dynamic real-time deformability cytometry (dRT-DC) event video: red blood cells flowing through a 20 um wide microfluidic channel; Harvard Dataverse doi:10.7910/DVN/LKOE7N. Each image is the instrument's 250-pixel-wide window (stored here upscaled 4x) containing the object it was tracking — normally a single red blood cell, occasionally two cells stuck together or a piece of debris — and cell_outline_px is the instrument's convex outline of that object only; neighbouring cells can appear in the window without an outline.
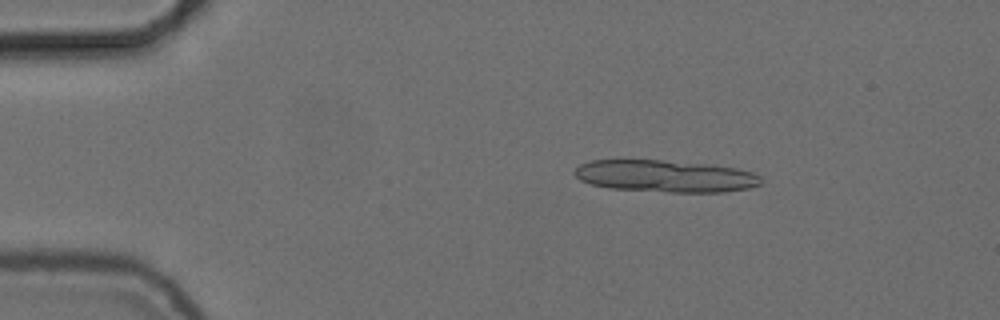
{"species": "common noctule bat (a hibernating species)", "species_latin": "Nyctalus noctula", "temperature_condition": "cold", "stored_images_in_passage": 14, "camera_frame_rate_fps": 3000, "um_per_image_px": 0.085, "animal": {"sex": "female", "body_mass_g": 24.6, "forearm_length_mm": 56.2}, "frame": {"image": 1, "passage_image": 8, "time_ms": 2.333, "image_size_px": [1000, 320], "cell_outline_px": [[760, 184], [748, 188], [724, 192], [668, 192], [608, 188], [592, 184], [580, 180], [572, 172], [580, 164], [592, 160], [620, 156], [664, 160], [704, 164], [736, 168], [752, 172], [760, 176]], "centroid_in_image_um": [56.42, 14.93], "position_along_channel_um": 28.6, "area_um2": 35.72}}